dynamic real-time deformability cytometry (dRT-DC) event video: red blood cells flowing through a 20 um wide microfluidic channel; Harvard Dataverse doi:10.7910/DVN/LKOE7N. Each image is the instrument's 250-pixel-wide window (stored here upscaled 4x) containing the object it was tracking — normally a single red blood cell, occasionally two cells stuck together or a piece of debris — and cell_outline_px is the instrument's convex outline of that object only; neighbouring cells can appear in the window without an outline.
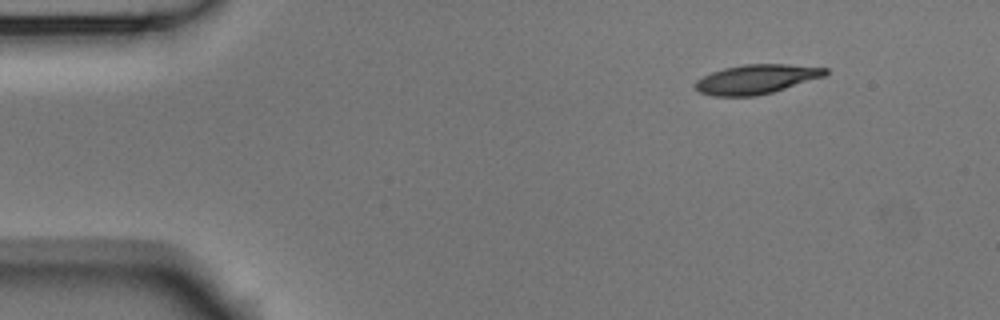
{"species": "Egyptian fruit bat (a non-hibernating species)", "species_latin": "Rousettus aegyptiacus", "temperature_condition": "room temperature", "stored_images_in_passage": 48, "camera_frame_rate_fps": 3000, "um_per_image_px": 0.085, "animal": {"sex": "male"}, "frame": {"image": 1, "passage_image": 1, "time_ms": 0.0, "image_size_px": [1000, 320], "cell_outline_px": [[828, 72], [824, 76], [772, 92], [756, 96], [712, 96], [700, 92], [696, 88], [696, 80], [712, 72], [724, 68], [744, 64], [788, 64], [828, 68]], "centroid_in_image_um": [64.29, 6.73], "position_along_channel_um": 20.7, "area_um2": 22.02}}
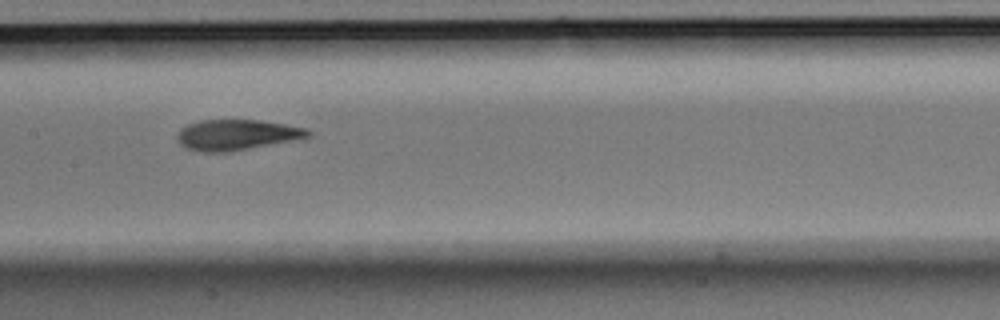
{"frame": {"image": 2, "passage_image": 21, "time_ms": 6.667, "image_size_px": [1000, 320], "cell_outline_px": [[312, 136], [304, 140], [224, 152], [204, 152], [188, 148], [180, 144], [180, 128], [188, 124], [200, 120], [260, 120], [308, 128], [312, 132]], "centroid_in_image_um": [20.27, 11.46], "position_along_channel_um": 187.1, "area_um2": 23.47}}
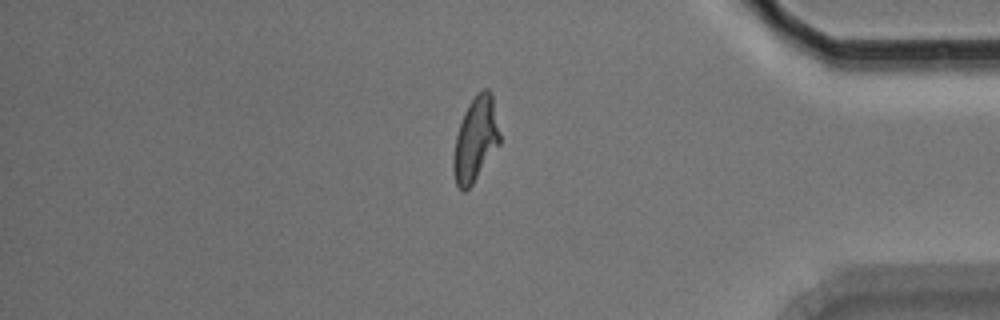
{"frame": {"image": 3, "passage_image": 40, "time_ms": 13.0, "image_size_px": [1000, 320], "cell_outline_px": [[500, 144], [472, 184], [464, 192], [456, 184], [452, 168], [452, 160], [456, 136], [464, 112], [468, 104], [476, 92], [484, 88], [488, 88], [492, 92], [500, 132]], "centroid_in_image_um": [40.43, 11.8], "position_along_channel_um": 394.8, "area_um2": 22.95}, "authors_computed_cell_mechanics": {"area_um2": 22.9177, "velocity_mm_per_s": 3.7193, "shape_relaxation_time_tau1_ms": 4.8767, "shape_relaxation_time_tau2_ms": 1.6444, "deformation_change_tau1": 0.2028, "deformation_change_tau2": 0.1008}}